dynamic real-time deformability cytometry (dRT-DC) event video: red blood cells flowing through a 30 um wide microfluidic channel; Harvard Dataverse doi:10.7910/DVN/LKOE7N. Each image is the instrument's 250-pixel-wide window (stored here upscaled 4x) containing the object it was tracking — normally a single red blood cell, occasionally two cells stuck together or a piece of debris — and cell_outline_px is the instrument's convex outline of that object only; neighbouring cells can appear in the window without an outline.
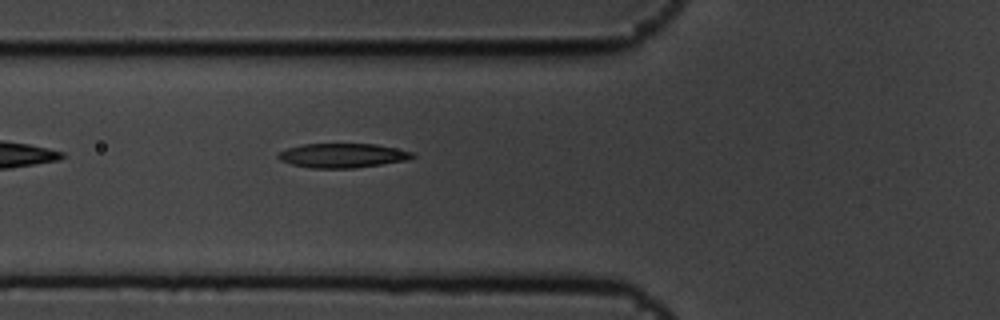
{"species": "common noctule bat (a hibernating species)", "species_latin": "Nyctalus noctula", "temperature_condition": "cold", "stored_images_in_passage": 6, "camera_frame_rate_fps": 3000, "um_per_image_px": 0.085, "animal": {"sex": "male", "body_mass_g": 19.5, "forearm_length_mm": 54.6}, "frame": {"image": 1, "passage_image": 6, "time_ms": 1.667, "image_size_px": [1000, 320], "cell_outline_px": [[416, 156], [408, 160], [356, 168], [308, 168], [292, 164], [280, 160], [276, 156], [280, 152], [288, 148], [304, 144], [376, 144], [396, 148], [412, 152]], "centroid_in_image_um": [29.13, 13.22], "position_along_channel_um": 96.7, "area_um2": 19.02}}